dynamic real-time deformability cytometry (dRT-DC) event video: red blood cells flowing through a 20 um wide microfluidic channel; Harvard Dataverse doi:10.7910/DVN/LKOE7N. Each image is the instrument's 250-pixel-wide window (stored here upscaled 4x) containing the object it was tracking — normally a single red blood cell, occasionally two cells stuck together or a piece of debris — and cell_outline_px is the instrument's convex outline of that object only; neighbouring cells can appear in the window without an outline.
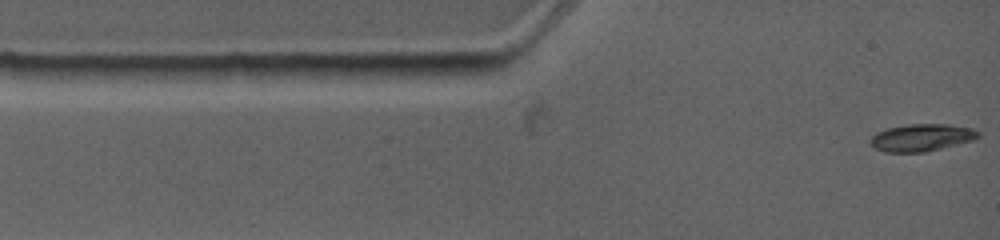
{"species": "common noctule bat (a hibernating species)", "species_latin": "Nyctalus noctula", "temperature_condition": "warm", "stored_images_in_passage": 5, "camera_frame_rate_fps": 4500, "um_per_image_px": 0.085, "animal": {"sex": "female", "body_mass_g": 19.0, "forearm_length_mm": 53.3}, "frame": {"image": 1, "passage_image": 1, "time_ms": 0.0, "image_size_px": [1000, 240], "cell_outline_px": [[980, 136], [972, 140], [924, 152], [884, 152], [876, 148], [872, 144], [872, 136], [876, 132], [888, 128], [908, 124], [948, 124], [972, 128], [980, 132]], "centroid_in_image_um": [78.35, 11.68], "position_along_channel_um": 6.7, "area_um2": 16.88}}
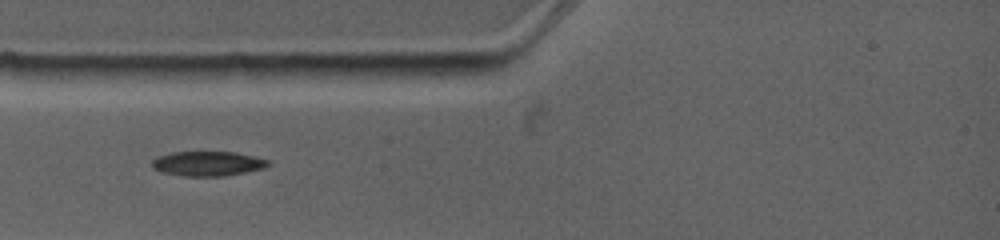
{"frame": {"image": 2, "passage_image": 4, "time_ms": 2.667, "image_size_px": [1000, 240], "cell_outline_px": [[272, 164], [264, 168], [224, 176], [184, 176], [160, 172], [152, 168], [152, 160], [160, 156], [172, 152], [236, 152], [256, 156], [268, 160]], "centroid_in_image_um": [17.67, 13.9], "position_along_channel_um": 67.3, "area_um2": 16.76}}